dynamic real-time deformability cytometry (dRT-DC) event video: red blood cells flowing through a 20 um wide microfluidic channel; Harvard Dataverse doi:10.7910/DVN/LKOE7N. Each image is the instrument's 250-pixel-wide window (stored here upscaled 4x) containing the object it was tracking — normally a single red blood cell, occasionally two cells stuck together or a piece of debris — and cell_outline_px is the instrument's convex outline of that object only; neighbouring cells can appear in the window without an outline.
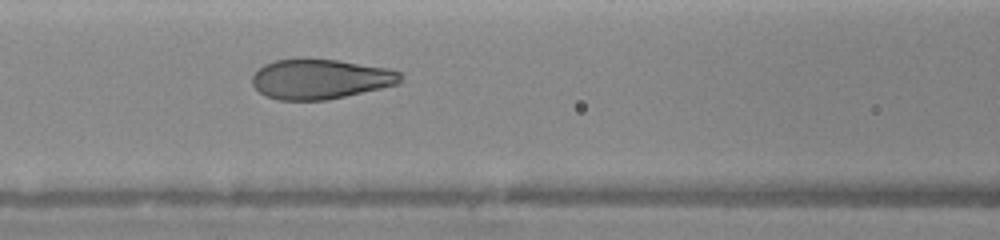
{"species": "human", "species_latin": "Homo sapiens", "temperature_condition": "warm", "stored_images_in_passage": 31, "camera_frame_rate_fps": 3000, "um_per_image_px": 0.085, "donor": {"sex": "female"}, "frame": {"image": 1, "passage_image": 5, "time_ms": 2.0, "image_size_px": [1000, 240], "cell_outline_px": [[400, 84], [328, 100], [280, 100], [264, 96], [252, 84], [252, 76], [264, 64], [276, 60], [304, 56], [336, 60], [388, 68], [400, 72]], "centroid_in_image_um": [27.2, 6.7], "position_along_channel_um": 139.4, "area_um2": 34.97}}
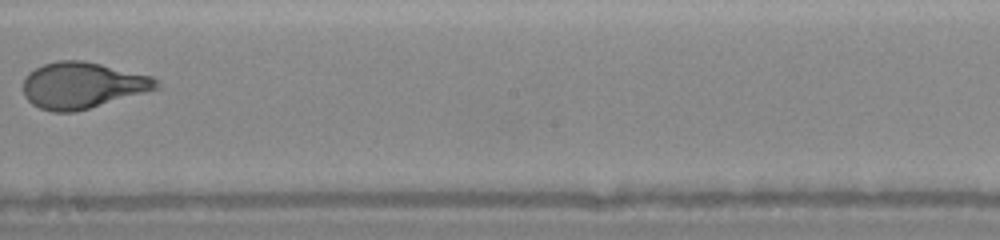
{"frame": {"image": 2, "passage_image": 10, "time_ms": 4.333, "image_size_px": [1000, 240], "cell_outline_px": [[160, 88], [88, 108], [72, 112], [52, 112], [40, 108], [32, 104], [24, 96], [24, 76], [28, 72], [44, 64], [60, 60], [84, 60], [152, 76], [160, 84]], "centroid_in_image_um": [6.98, 7.24], "position_along_channel_um": 241.2, "area_um2": 35.72}}
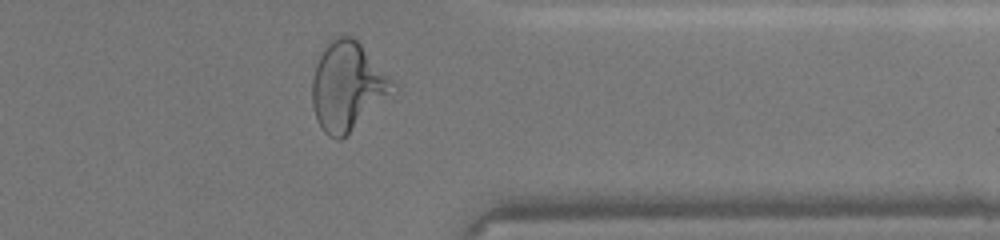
{"frame": {"image": 3, "passage_image": 26, "time_ms": 7.667, "image_size_px": [1000, 240], "cell_outline_px": [[400, 88], [340, 140], [336, 140], [328, 136], [324, 132], [316, 116], [312, 104], [312, 80], [316, 64], [328, 40], [336, 36], [352, 36], [360, 44]], "centroid_in_image_um": [29.55, 7.34], "position_along_channel_um": 381.9, "area_um2": 41.33}}